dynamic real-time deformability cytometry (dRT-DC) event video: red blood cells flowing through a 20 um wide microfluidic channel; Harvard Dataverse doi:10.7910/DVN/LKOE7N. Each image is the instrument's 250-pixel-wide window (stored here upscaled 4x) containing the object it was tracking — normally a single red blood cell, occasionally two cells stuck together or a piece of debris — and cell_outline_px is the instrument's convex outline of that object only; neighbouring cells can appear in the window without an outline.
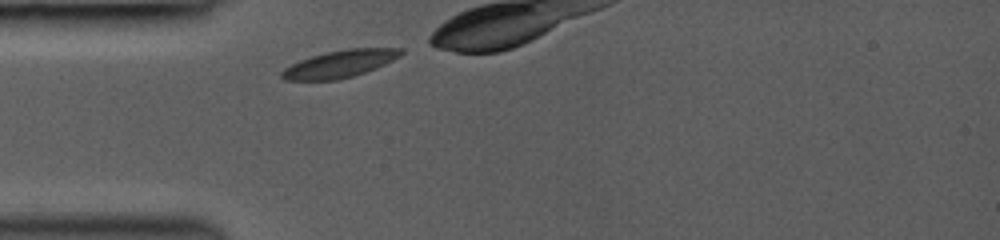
{"species": "common noctule bat (a hibernating species)", "species_latin": "Nyctalus noctula", "temperature_condition": "room temperature", "stored_images_in_passage": 31, "camera_frame_rate_fps": 3000, "um_per_image_px": 0.085, "animal": {"sex": "female", "body_mass_g": 19.0, "forearm_length_mm": 53.3}, "frame": {"image": 1, "passage_image": 1, "time_ms": 0.0, "image_size_px": [1000, 240], "cell_outline_px": [[404, 52], [400, 56], [376, 68], [352, 76], [336, 80], [284, 80], [280, 76], [280, 72], [284, 68], [300, 60], [312, 56], [328, 52], [348, 48], [404, 48]], "centroid_in_image_um": [28.88, 5.43], "position_along_channel_um": 56.1, "area_um2": 18.79}}